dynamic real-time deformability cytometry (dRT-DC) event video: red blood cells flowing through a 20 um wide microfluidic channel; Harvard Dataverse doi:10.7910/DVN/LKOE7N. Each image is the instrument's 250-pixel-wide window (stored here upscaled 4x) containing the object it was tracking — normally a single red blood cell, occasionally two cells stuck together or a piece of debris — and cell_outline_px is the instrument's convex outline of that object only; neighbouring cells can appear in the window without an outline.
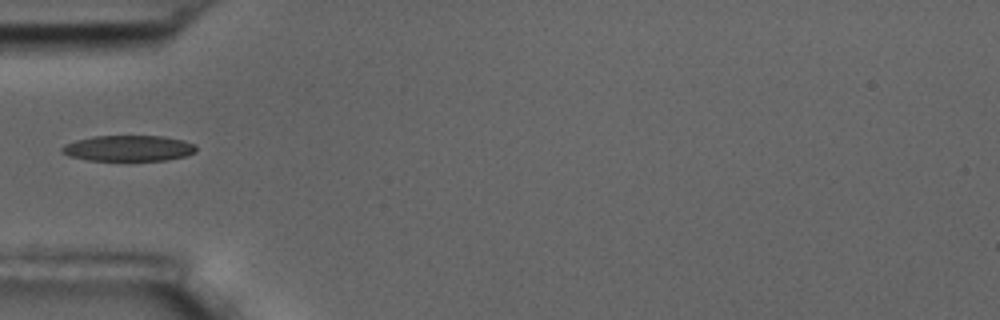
{"species": "common noctule bat (a hibernating species)", "species_latin": "Nyctalus noctula", "temperature_condition": "room temperature", "stored_images_in_passage": 1, "camera_frame_rate_fps": 3000, "um_per_image_px": 0.085, "animal": {"sex": "male", "body_mass_g": 17.5, "forearm_length_mm": 52.3}, "frame": {"image": 1, "passage_image": 1, "time_ms": 0.0, "image_size_px": [1000, 320], "cell_outline_px": [[196, 152], [184, 156], [164, 160], [88, 160], [68, 156], [60, 152], [60, 148], [64, 144], [76, 140], [92, 136], [164, 136], [184, 140], [196, 144]], "centroid_in_image_um": [10.9, 12.59], "position_along_channel_um": 74.1, "area_um2": 20.29}}